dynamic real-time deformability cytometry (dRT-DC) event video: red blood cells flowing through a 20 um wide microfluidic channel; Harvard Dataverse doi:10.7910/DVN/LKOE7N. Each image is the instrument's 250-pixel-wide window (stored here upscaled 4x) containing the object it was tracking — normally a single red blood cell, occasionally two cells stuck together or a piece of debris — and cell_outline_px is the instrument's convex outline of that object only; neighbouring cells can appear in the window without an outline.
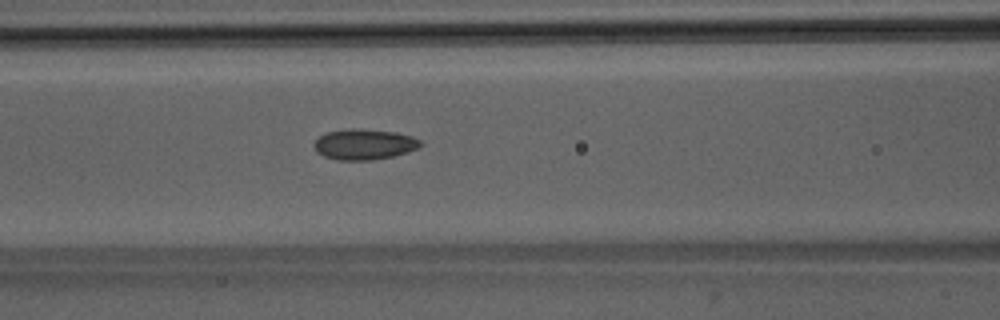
{"species": "Egyptian fruit bat (a non-hibernating species)", "species_latin": "Rousettus aegyptiacus", "temperature_condition": "room temperature", "stored_images_in_passage": 40, "camera_frame_rate_fps": 3000, "um_per_image_px": 0.085, "animal": {"sex": "male"}, "frame": {"image": 1, "passage_image": 11, "time_ms": 3.333, "image_size_px": [1000, 320], "cell_outline_px": [[424, 144], [408, 152], [392, 156], [372, 160], [336, 160], [324, 156], [316, 152], [312, 144], [320, 136], [328, 132], [352, 128], [396, 132], [412, 136], [420, 140]], "centroid_in_image_um": [30.95, 12.27], "position_along_channel_um": 135.7, "area_um2": 18.96}}
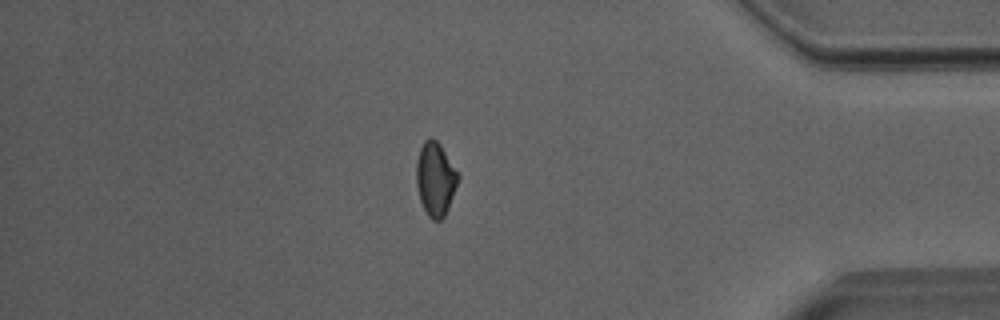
{"frame": {"image": 2, "passage_image": 33, "time_ms": 10.667, "image_size_px": [1000, 320], "cell_outline_px": [[460, 176], [448, 208], [444, 216], [440, 220], [432, 220], [428, 216], [420, 200], [416, 184], [416, 164], [420, 148], [424, 140], [428, 136], [432, 136], [440, 144], [460, 172]], "centroid_in_image_um": [37.02, 15.17], "position_along_channel_um": 398.2, "area_um2": 18.15}}
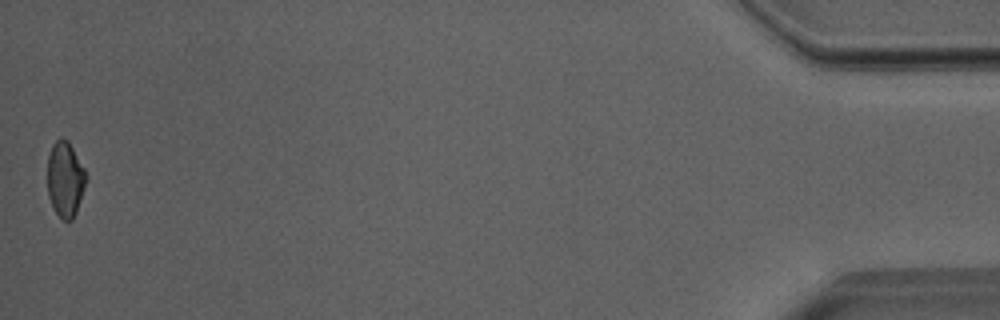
{"frame": {"image": 3, "passage_image": 40, "time_ms": 13.0, "image_size_px": [1000, 320], "cell_outline_px": [[88, 176], [76, 212], [72, 220], [64, 220], [56, 212], [48, 196], [48, 156], [52, 144], [60, 136], [68, 140], [84, 168]], "centroid_in_image_um": [5.54, 15.19], "position_along_channel_um": 429.7, "area_um2": 16.88}, "authors_computed_cell_mechanics": {"area_um2": 18.1203, "velocity_mm_per_s": 4.0364, "shape_relaxation_time_tau1_ms": null, "shape_relaxation_time_tau2_ms": 3.1, "deformation_change_tau1": null, "deformation_change_tau2": 0.0983}}